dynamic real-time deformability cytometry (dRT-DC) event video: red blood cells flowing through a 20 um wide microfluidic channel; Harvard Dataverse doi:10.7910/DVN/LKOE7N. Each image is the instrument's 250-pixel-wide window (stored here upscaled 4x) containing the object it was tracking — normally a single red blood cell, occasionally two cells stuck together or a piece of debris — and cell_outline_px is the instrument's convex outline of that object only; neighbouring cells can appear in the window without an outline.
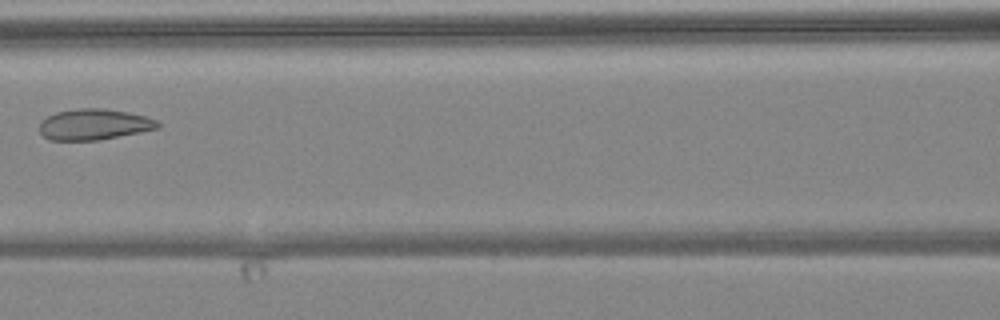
{"species": "common noctule bat (a hibernating species)", "species_latin": "Nyctalus noctula", "temperature_condition": "warm", "stored_images_in_passage": 3, "camera_frame_rate_fps": 3000, "um_per_image_px": 0.085, "animal": {"sex": "female", "body_mass_g": 24.6, "forearm_length_mm": 56.2}, "frame": {"image": 1, "passage_image": 3, "time_ms": 2.333, "image_size_px": [1000, 320], "cell_outline_px": [[160, 128], [100, 140], [48, 140], [40, 132], [40, 120], [56, 112], [76, 108], [104, 108], [128, 112], [144, 116], [156, 120], [160, 124]], "centroid_in_image_um": [7.98, 10.57], "position_along_channel_um": 158.6, "area_um2": 21.39}}